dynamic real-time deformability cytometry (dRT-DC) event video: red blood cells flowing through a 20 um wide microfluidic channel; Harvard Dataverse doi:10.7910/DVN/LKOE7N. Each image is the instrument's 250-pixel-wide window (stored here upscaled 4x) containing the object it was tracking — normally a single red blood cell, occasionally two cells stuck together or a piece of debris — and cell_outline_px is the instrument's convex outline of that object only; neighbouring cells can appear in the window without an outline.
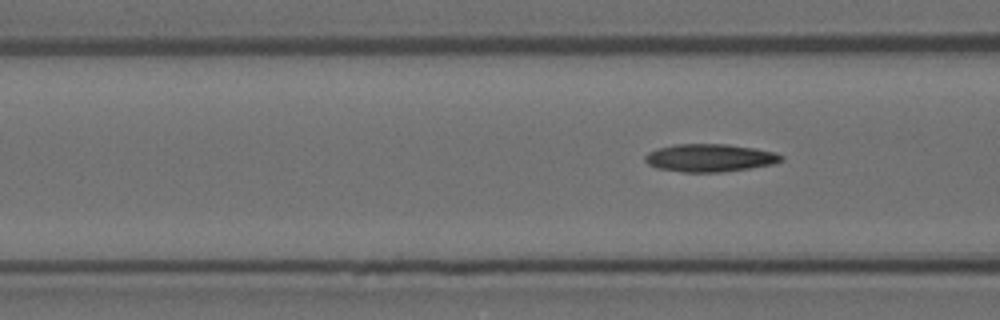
{"species": "Egyptian fruit bat (a non-hibernating species)", "species_latin": "Rousettus aegyptiacus", "temperature_condition": "room temperature", "stored_images_in_passage": 8, "segment_of_instrument_passage": [2, 2], "camera_frame_rate_fps": 3000, "um_per_image_px": 0.085, "animal": {"sex": "female"}, "frame": {"image": 1, "passage_image": 8, "time_ms": 2.333, "image_size_px": [1000, 320], "cell_outline_px": [[784, 160], [772, 164], [748, 168], [720, 172], [684, 172], [656, 168], [648, 164], [644, 160], [644, 156], [648, 152], [660, 148], [676, 144], [728, 144], [756, 148], [776, 152], [784, 156]], "centroid_in_image_um": [60.35, 13.41], "position_along_channel_um": 106.3, "area_um2": 22.08}}